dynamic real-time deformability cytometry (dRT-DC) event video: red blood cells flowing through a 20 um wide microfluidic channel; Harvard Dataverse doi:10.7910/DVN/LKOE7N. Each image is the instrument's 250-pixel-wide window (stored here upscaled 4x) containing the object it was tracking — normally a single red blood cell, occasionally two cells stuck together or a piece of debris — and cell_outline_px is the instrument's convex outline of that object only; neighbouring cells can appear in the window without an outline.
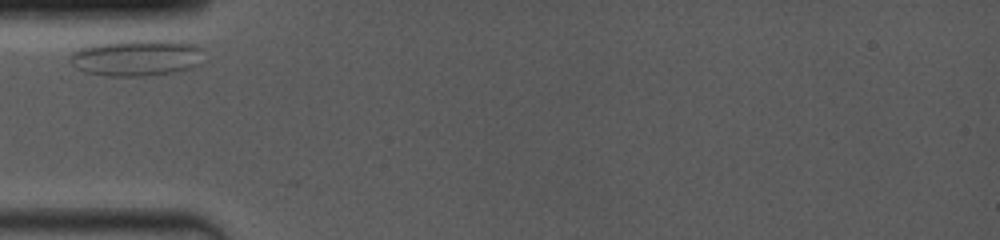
{"species": "common noctule bat (a hibernating species)", "species_latin": "Nyctalus noctula", "temperature_condition": "room temperature", "stored_images_in_passage": 5, "camera_frame_rate_fps": 4000, "um_per_image_px": 0.085, "animal": {"sex": "female", "body_mass_g": 19.0, "forearm_length_mm": 53.3}, "frame": {"image": 1, "passage_image": 1, "time_ms": 0.0, "image_size_px": [1000, 240], "cell_outline_px": [[204, 48], [196, 64], [188, 68], [172, 72], [144, 76], [108, 76], [84, 72], [76, 68], [68, 60], [72, 52], [80, 48], [92, 44], [120, 40], [188, 40]], "centroid_in_image_um": [11.58, 4.87], "position_along_channel_um": 73.4, "area_um2": 28.73}}
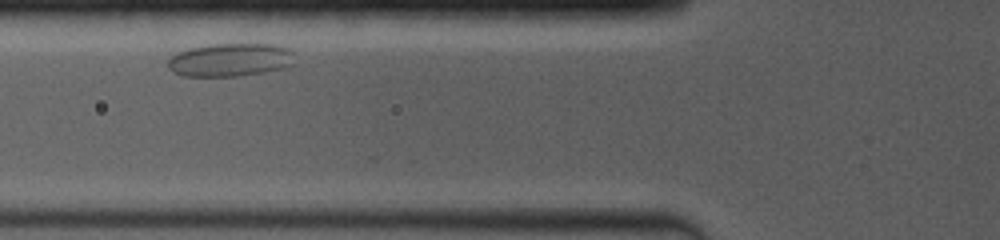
{"frame": {"image": 2, "passage_image": 2, "time_ms": 1.0, "image_size_px": [1000, 240], "cell_outline_px": [[292, 64], [288, 68], [240, 76], [180, 76], [172, 72], [168, 68], [168, 60], [176, 52], [188, 48], [212, 44], [276, 44], [288, 48], [292, 52]], "centroid_in_image_um": [19.55, 5.09], "position_along_channel_um": 106.3, "area_um2": 24.8}}
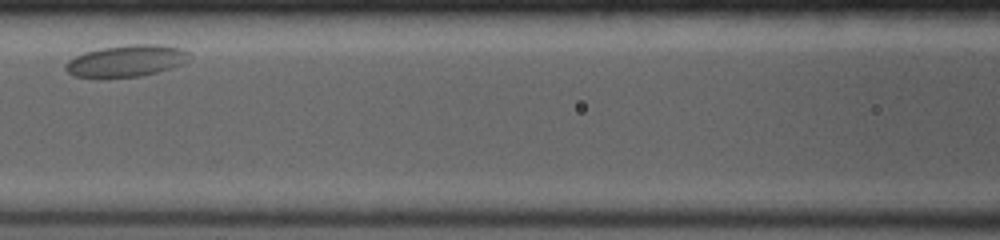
{"frame": {"image": 3, "passage_image": 4, "time_ms": 2.5, "image_size_px": [1000, 240], "cell_outline_px": [[188, 60], [184, 64], [156, 72], [140, 76], [108, 80], [100, 80], [72, 76], [64, 68], [64, 64], [68, 60], [84, 52], [100, 48], [128, 44], [164, 44], [180, 48], [188, 52]], "centroid_in_image_um": [10.66, 5.21], "position_along_channel_um": 155.9, "area_um2": 23.7}}